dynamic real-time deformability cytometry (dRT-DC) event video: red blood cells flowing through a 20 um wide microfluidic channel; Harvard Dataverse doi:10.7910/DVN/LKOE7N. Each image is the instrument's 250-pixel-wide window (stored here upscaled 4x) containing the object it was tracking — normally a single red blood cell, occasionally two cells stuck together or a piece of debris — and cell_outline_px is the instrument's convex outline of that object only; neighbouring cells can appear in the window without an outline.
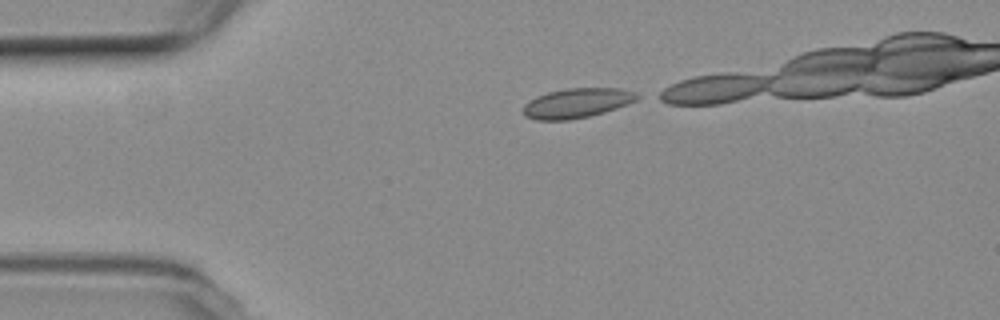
{"species": "common noctule bat (a hibernating species)", "species_latin": "Nyctalus noctula", "temperature_condition": "room temperature", "stored_images_in_passage": 15, "camera_frame_rate_fps": 3000, "um_per_image_px": 0.085, "animal": {"sex": "female", "body_mass_g": 19.3, "forearm_length_mm": 54.1}, "frame": {"image": 1, "passage_image": 1, "time_ms": 0.0, "image_size_px": [1000, 320], "cell_outline_px": [[644, 96], [628, 104], [604, 112], [588, 116], [568, 120], [536, 120], [524, 116], [524, 104], [536, 96], [548, 92], [568, 88], [620, 88], [636, 92]], "centroid_in_image_um": [49.07, 8.75], "position_along_channel_um": 35.9, "area_um2": 19.77}}
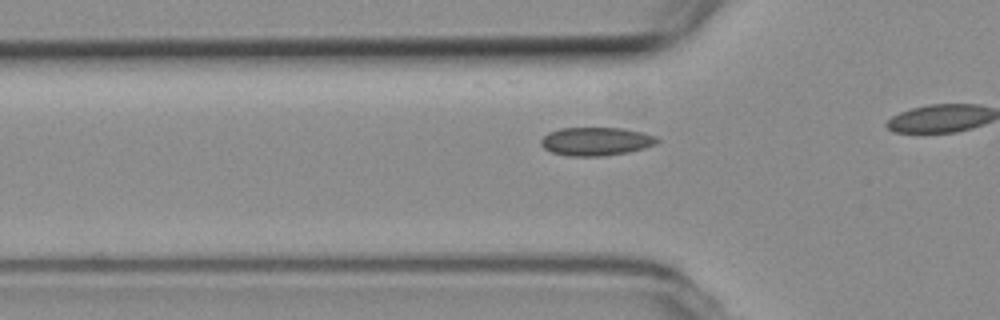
{"frame": {"image": 2, "passage_image": 7, "time_ms": 2.0, "image_size_px": [1000, 320], "cell_outline_px": [[660, 140], [656, 144], [644, 148], [628, 152], [604, 156], [568, 156], [552, 152], [544, 148], [540, 144], [540, 140], [548, 132], [560, 128], [620, 128], [640, 132], [656, 136]], "centroid_in_image_um": [50.64, 12.02], "position_along_channel_um": 75.2, "area_um2": 19.19}}
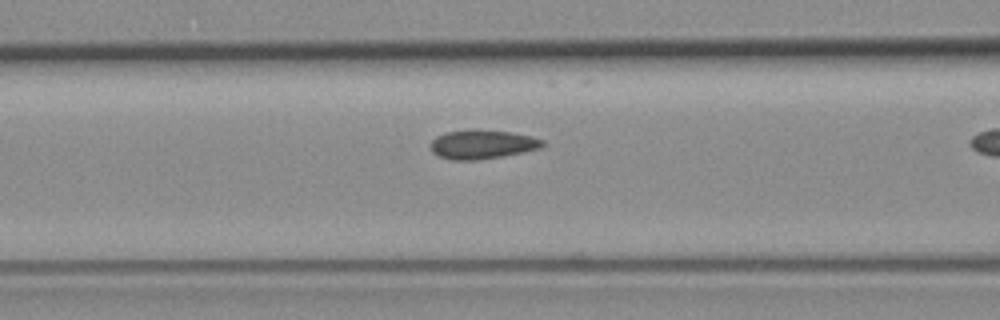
{"frame": {"image": 3, "passage_image": 11, "time_ms": 3.333, "image_size_px": [1000, 320], "cell_outline_px": [[544, 144], [540, 148], [500, 156], [476, 160], [452, 160], [440, 156], [432, 152], [428, 144], [436, 136], [448, 132], [472, 128], [476, 128], [512, 132], [532, 136], [544, 140]], "centroid_in_image_um": [40.95, 12.24], "position_along_channel_um": 125.6, "area_um2": 19.07}}